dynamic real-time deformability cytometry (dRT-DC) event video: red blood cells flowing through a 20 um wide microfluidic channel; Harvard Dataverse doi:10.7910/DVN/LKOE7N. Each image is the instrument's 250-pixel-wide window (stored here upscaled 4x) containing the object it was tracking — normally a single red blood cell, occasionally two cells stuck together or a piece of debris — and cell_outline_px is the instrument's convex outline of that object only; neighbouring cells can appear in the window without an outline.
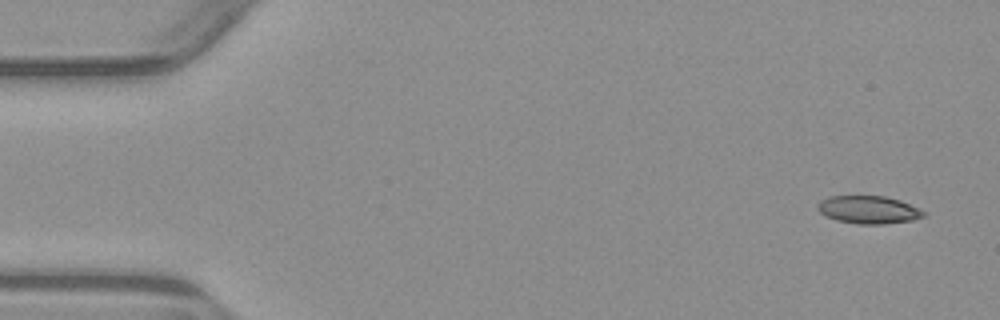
{"species": "common noctule bat (a hibernating species)", "species_latin": "Nyctalus noctula", "temperature_condition": "warm", "stored_images_in_passage": 4, "camera_frame_rate_fps": 3000, "um_per_image_px": 0.085, "animal": {"sex": "male", "body_mass_g": 23.1, "forearm_length_mm": 52.7}, "frame": {"image": 1, "passage_image": 1, "time_ms": 0.0, "image_size_px": [1000, 320], "cell_outline_px": [[928, 212], [924, 216], [912, 220], [884, 224], [860, 224], [836, 220], [820, 212], [816, 208], [816, 204], [820, 200], [828, 196], [884, 196], [900, 200]], "centroid_in_image_um": [73.83, 17.82], "position_along_channel_um": 11.2, "area_um2": 17.22}}
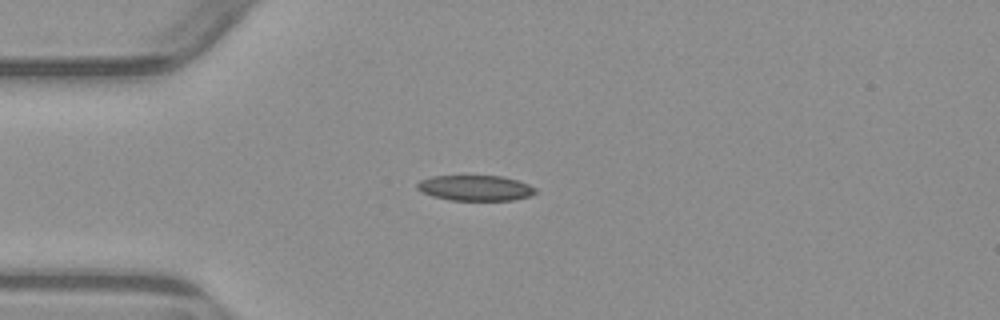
{"frame": {"image": 2, "passage_image": 4, "time_ms": 3.667, "image_size_px": [1000, 320], "cell_outline_px": [[536, 192], [528, 196], [512, 200], [448, 200], [432, 196], [416, 188], [416, 184], [420, 180], [432, 176], [500, 176], [516, 180], [528, 184], [536, 188]], "centroid_in_image_um": [40.37, 15.98], "position_along_channel_um": 44.6, "area_um2": 17.4}}